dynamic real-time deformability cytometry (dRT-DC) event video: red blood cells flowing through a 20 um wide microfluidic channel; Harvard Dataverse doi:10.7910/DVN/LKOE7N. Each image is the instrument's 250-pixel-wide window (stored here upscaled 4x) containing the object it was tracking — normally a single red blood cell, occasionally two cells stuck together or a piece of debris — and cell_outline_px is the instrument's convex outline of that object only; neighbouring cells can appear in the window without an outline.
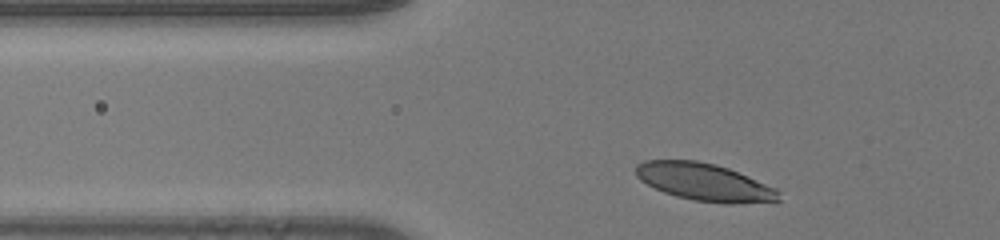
{"species": "human", "species_latin": "Homo sapiens", "temperature_condition": "room temperature", "stored_images_in_passage": 31, "camera_frame_rate_fps": 3000, "um_per_image_px": 0.085, "donor": {"sex": "male"}, "frame": {"image": 1, "passage_image": 3, "time_ms": 0.667, "image_size_px": [1000, 240], "cell_outline_px": [[780, 200], [696, 200], [676, 196], [664, 192], [640, 180], [636, 176], [636, 164], [644, 160], [696, 160], [728, 168], [776, 188], [780, 192]], "centroid_in_image_um": [59.74, 15.4], "position_along_channel_um": 66.1, "area_um2": 29.59}}
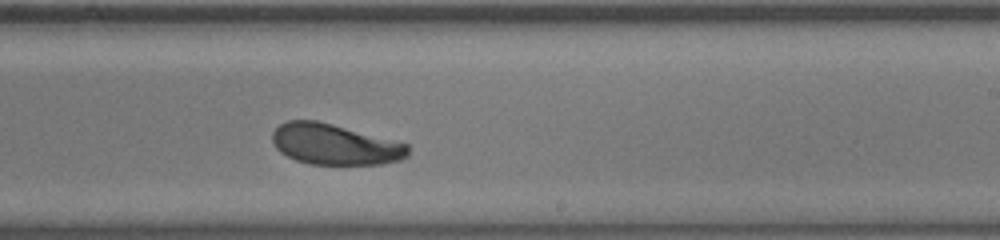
{"frame": {"image": 2, "passage_image": 19, "time_ms": 6.0, "image_size_px": [1000, 240], "cell_outline_px": [[408, 156], [400, 160], [380, 164], [308, 164], [296, 160], [280, 152], [276, 148], [272, 140], [272, 132], [280, 124], [288, 120], [316, 120], [332, 124], [408, 144]], "centroid_in_image_um": [28.43, 12.27], "position_along_channel_um": 260.6, "area_um2": 32.02}}
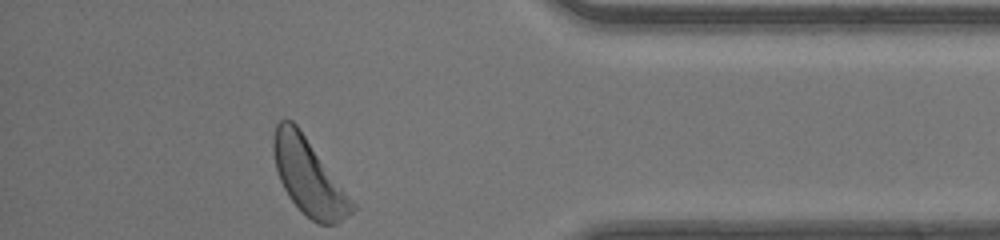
{"frame": {"image": 3, "passage_image": 31, "time_ms": 10.0, "image_size_px": [1000, 240], "cell_outline_px": [[356, 208], [352, 212], [336, 224], [316, 224], [288, 196], [280, 180], [276, 168], [272, 148], [272, 140], [276, 124], [280, 120], [292, 120], [296, 124], [356, 204]], "centroid_in_image_um": [26.23, 15.02], "position_along_channel_um": 409.0, "area_um2": 34.22}, "authors_computed_cell_mechanics": {"area_um2": 33.1194, "velocity_mm_per_s": 4.1168, "shape_relaxation_time_tau1_ms": 2.0775, "shape_relaxation_time_tau2_ms": null, "deformation_change_tau1": 0.1087, "deformation_change_tau2": null}}